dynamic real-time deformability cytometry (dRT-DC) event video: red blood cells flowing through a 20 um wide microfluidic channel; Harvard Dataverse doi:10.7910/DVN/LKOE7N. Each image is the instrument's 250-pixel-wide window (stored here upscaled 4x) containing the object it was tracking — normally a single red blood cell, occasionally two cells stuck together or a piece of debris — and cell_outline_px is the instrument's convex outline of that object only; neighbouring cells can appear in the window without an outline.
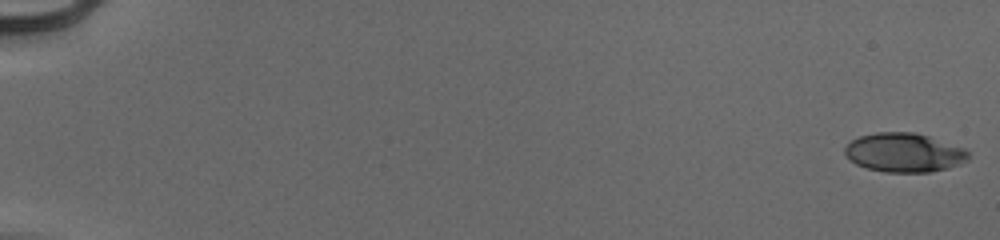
{"species": "human", "species_latin": "Homo sapiens", "temperature_condition": "cold", "stored_images_in_passage": 55, "camera_frame_rate_fps": 3000, "um_per_image_px": 0.085, "donor": {"sex": "male"}, "frame": {"image": 1, "passage_image": 1, "time_ms": 0.0, "image_size_px": [1000, 240], "cell_outline_px": [[968, 160], [960, 164], [948, 168], [932, 172], [884, 172], [868, 168], [856, 164], [848, 160], [844, 152], [844, 148], [852, 140], [860, 136], [876, 132], [912, 132], [928, 136], [964, 148], [968, 152]], "centroid_in_image_um": [76.83, 12.98], "position_along_channel_um": 8.2, "area_um2": 28.09}}
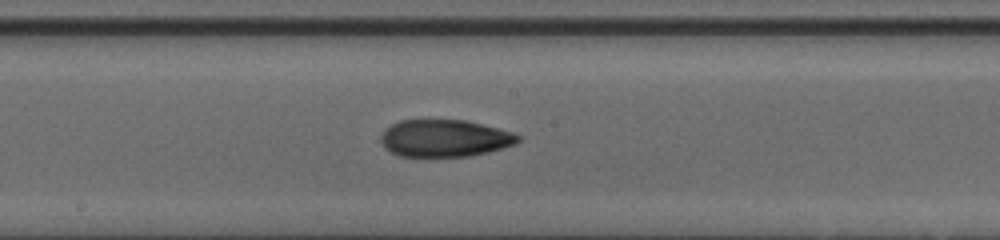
{"frame": {"image": 2, "passage_image": 32, "time_ms": 10.333, "image_size_px": [1000, 240], "cell_outline_px": [[520, 140], [516, 144], [504, 148], [488, 152], [468, 156], [400, 156], [384, 148], [380, 140], [380, 136], [384, 128], [400, 120], [464, 120], [512, 132], [520, 136]], "centroid_in_image_um": [37.77, 11.75], "position_along_channel_um": 210.4, "area_um2": 29.65}}
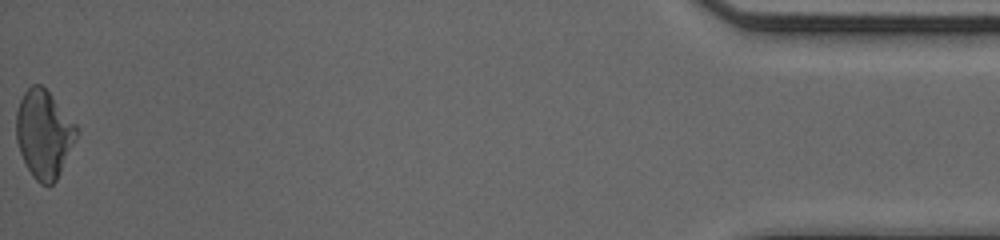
{"frame": {"image": 3, "passage_image": 55, "time_ms": 18.0, "image_size_px": [1000, 240], "cell_outline_px": [[80, 132], [56, 180], [48, 188], [40, 184], [32, 176], [20, 152], [16, 140], [16, 108], [24, 92], [32, 84], [40, 84], [48, 92], [80, 128]], "centroid_in_image_um": [3.74, 11.41], "position_along_channel_um": 431.5, "area_um2": 31.04}, "authors_computed_cell_mechanics": {"area_um2": 29.8248, "velocity_mm_per_s": 3.9776, "shape_relaxation_time_tau1_ms": 9.7148, "shape_relaxation_time_tau2_ms": 2.37, "deformation_change_tau1": 0.2371, "deformation_change_tau2": 0.0937}}